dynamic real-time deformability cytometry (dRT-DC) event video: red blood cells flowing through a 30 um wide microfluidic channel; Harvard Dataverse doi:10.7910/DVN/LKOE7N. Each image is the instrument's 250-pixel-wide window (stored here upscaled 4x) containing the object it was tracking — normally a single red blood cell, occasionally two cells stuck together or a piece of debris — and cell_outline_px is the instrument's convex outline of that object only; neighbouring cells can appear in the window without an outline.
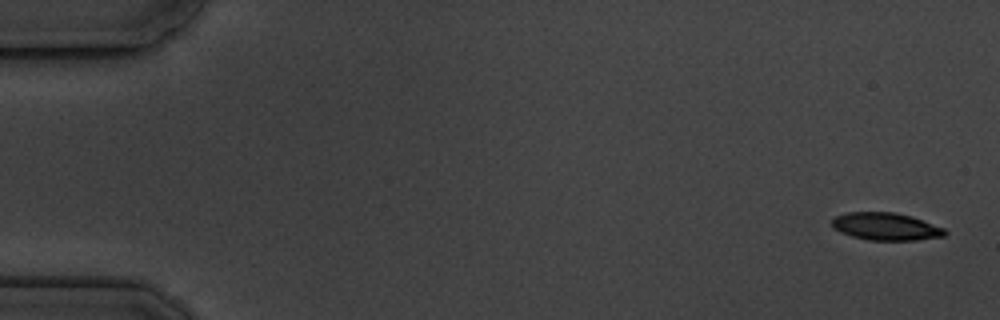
{"species": "common noctule bat (a hibernating species)", "species_latin": "Nyctalus noctula", "temperature_condition": "cold", "stored_images_in_passage": 5, "camera_frame_rate_fps": 3000, "um_per_image_px": 0.085, "animal": {"sex": "male", "body_mass_g": 19.5, "forearm_length_mm": 54.6}, "frame": {"image": 1, "passage_image": 1, "time_ms": 0.0, "image_size_px": [1000, 320], "cell_outline_px": [[948, 232], [944, 236], [916, 240], [868, 240], [852, 236], [840, 232], [832, 228], [832, 220], [836, 216], [848, 212], [892, 212], [912, 216], [944, 228]], "centroid_in_image_um": [75.29, 19.25], "position_along_channel_um": 9.7, "area_um2": 18.09}}
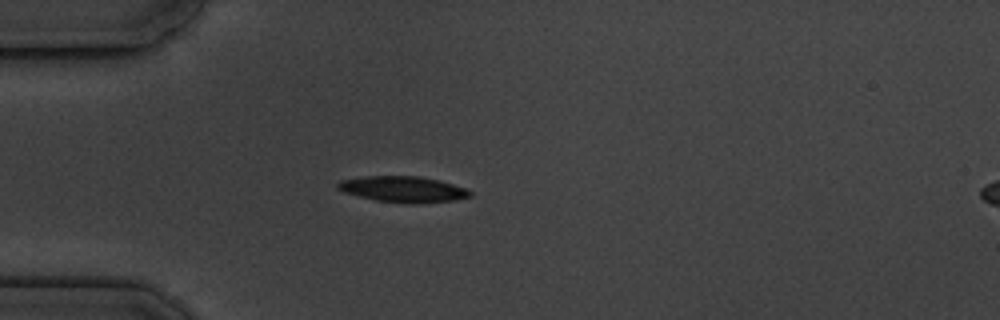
{"frame": {"image": 2, "passage_image": 5, "time_ms": 4.667, "image_size_px": [1000, 320], "cell_outline_px": [[472, 196], [456, 200], [424, 204], [408, 204], [376, 200], [356, 196], [344, 192], [336, 188], [336, 184], [340, 180], [364, 176], [420, 176], [440, 180], [464, 188], [472, 192]], "centroid_in_image_um": [34.26, 16.1], "position_along_channel_um": 50.7, "area_um2": 20.35}}